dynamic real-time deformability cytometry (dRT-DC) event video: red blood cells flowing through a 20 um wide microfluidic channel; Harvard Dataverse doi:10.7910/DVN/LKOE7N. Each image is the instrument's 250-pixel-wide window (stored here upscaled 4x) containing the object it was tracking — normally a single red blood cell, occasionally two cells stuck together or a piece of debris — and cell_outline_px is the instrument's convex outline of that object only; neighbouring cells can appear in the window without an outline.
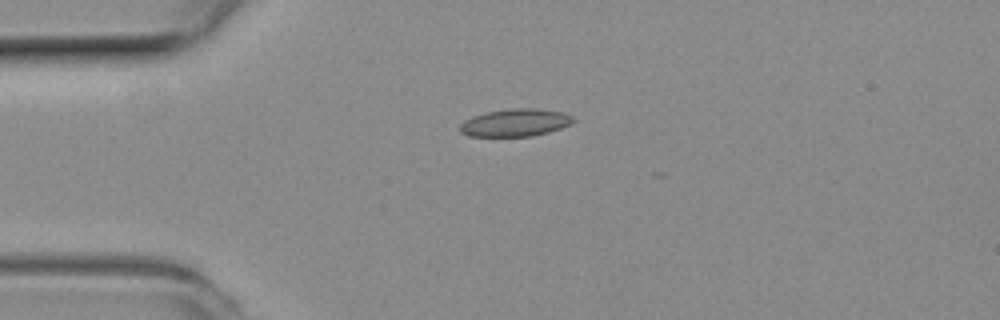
{"species": "common noctule bat (a hibernating species)", "species_latin": "Nyctalus noctula", "temperature_condition": "room temperature", "stored_images_in_passage": 17, "camera_frame_rate_fps": 3000, "um_per_image_px": 0.085, "animal": {"sex": "female", "body_mass_g": 19.3, "forearm_length_mm": 54.1}, "frame": {"image": 1, "passage_image": 1, "time_ms": 0.0, "image_size_px": [1000, 320], "cell_outline_px": [[576, 120], [560, 128], [548, 132], [532, 136], [468, 136], [460, 132], [460, 124], [464, 120], [472, 116], [488, 112], [512, 108], [532, 108], [564, 112], [572, 116]], "centroid_in_image_um": [43.78, 10.42], "position_along_channel_um": 41.2, "area_um2": 18.09}}
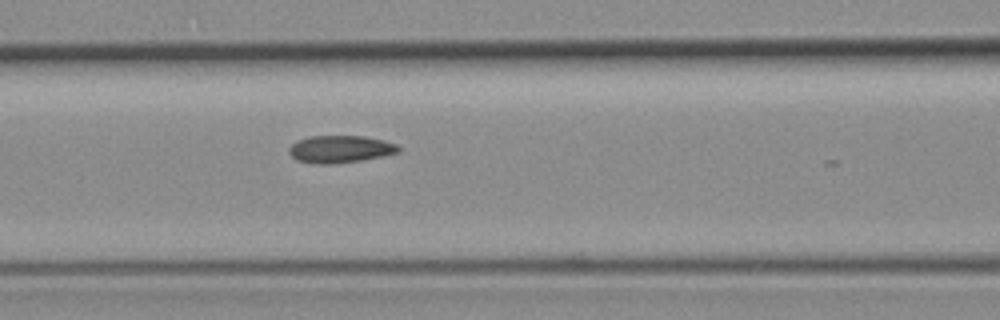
{"frame": {"image": 2, "passage_image": 10, "time_ms": 3.0, "image_size_px": [1000, 320], "cell_outline_px": [[400, 152], [384, 156], [360, 160], [332, 164], [320, 164], [296, 160], [288, 152], [288, 148], [292, 144], [308, 136], [364, 136], [384, 140], [396, 144], [400, 148]], "centroid_in_image_um": [28.93, 12.67], "position_along_channel_um": 137.7, "area_um2": 17.4}}
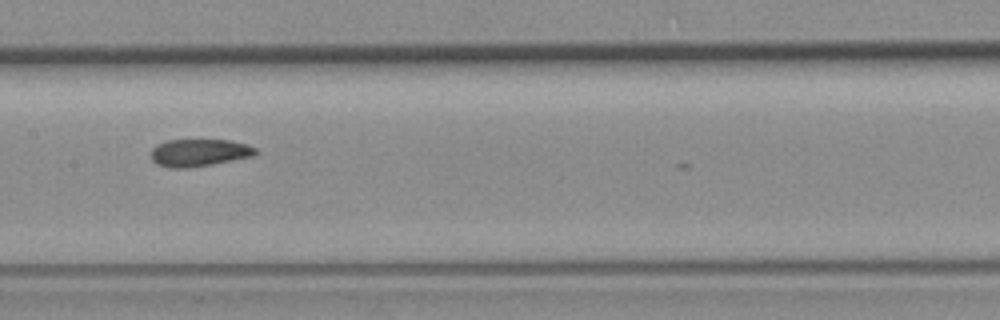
{"frame": {"image": 3, "passage_image": 14, "time_ms": 4.333, "image_size_px": [1000, 320], "cell_outline_px": [[256, 152], [252, 156], [212, 164], [188, 168], [168, 168], [156, 164], [152, 160], [152, 148], [168, 140], [228, 140], [244, 144], [256, 148]], "centroid_in_image_um": [16.89, 12.99], "position_along_channel_um": 190.5, "area_um2": 16.42}}